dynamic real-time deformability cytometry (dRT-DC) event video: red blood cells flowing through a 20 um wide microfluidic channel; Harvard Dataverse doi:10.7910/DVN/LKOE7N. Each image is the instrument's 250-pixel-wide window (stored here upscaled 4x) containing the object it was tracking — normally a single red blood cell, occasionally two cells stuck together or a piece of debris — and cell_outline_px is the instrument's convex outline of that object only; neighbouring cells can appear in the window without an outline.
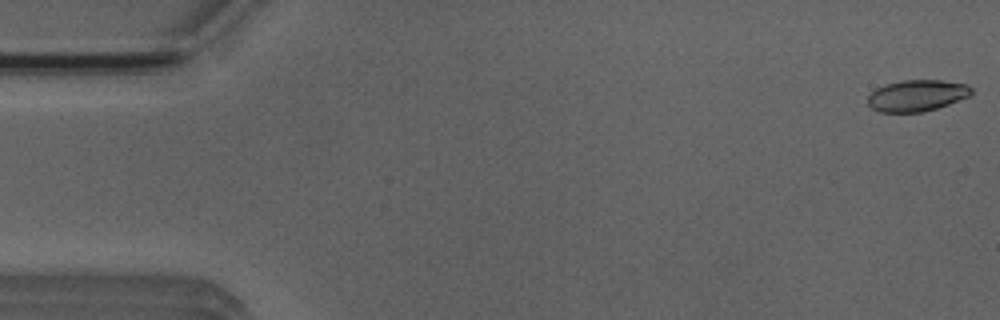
{"species": "Egyptian fruit bat (a non-hibernating species)", "species_latin": "Rousettus aegyptiacus", "temperature_condition": "room temperature", "stored_images_in_passage": 5, "camera_frame_rate_fps": 3000, "um_per_image_px": 0.085, "animal": {"sex": "male"}, "frame": {"image": 1, "passage_image": 1, "time_ms": 0.0, "image_size_px": [1000, 320], "cell_outline_px": [[972, 92], [968, 96], [948, 104], [924, 112], [880, 112], [872, 108], [868, 104], [868, 96], [876, 88], [884, 84], [904, 80], [940, 80], [968, 84], [972, 88]], "centroid_in_image_um": [77.92, 8.11], "position_along_channel_um": 7.1, "area_um2": 18.9}}
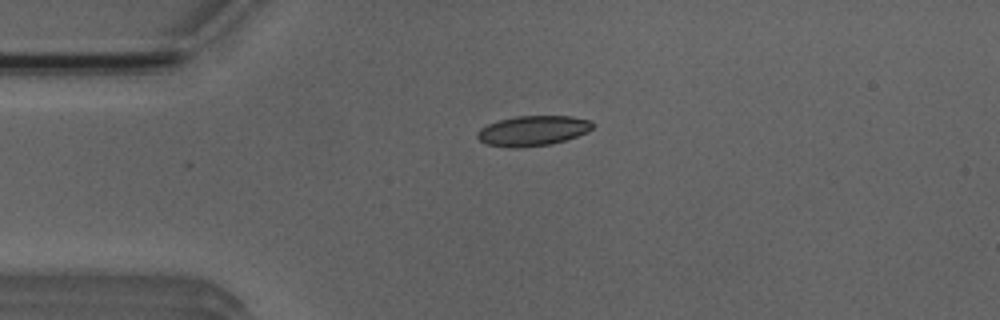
{"frame": {"image": 2, "passage_image": 4, "time_ms": 3.667, "image_size_px": [1000, 320], "cell_outline_px": [[596, 124], [588, 132], [552, 144], [520, 148], [512, 148], [488, 144], [480, 140], [476, 136], [476, 132], [480, 128], [488, 124], [500, 120], [516, 116], [572, 116], [588, 120]], "centroid_in_image_um": [45.29, 11.11], "position_along_channel_um": 39.7, "area_um2": 20.23}}